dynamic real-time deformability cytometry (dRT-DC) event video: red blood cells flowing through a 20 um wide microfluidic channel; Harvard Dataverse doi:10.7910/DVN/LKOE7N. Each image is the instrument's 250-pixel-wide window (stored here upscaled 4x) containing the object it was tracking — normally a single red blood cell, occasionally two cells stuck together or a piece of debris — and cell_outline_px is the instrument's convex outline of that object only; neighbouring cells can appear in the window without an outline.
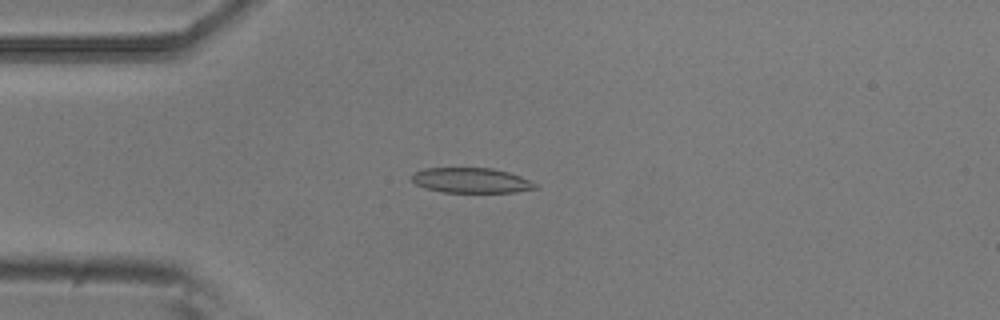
{"species": "common noctule bat (a hibernating species)", "species_latin": "Nyctalus noctula", "temperature_condition": "room temperature", "stored_images_in_passage": 1, "camera_frame_rate_fps": 3000, "um_per_image_px": 0.085, "animal": {"sex": "male", "body_mass_g": 20.5, "forearm_length_mm": 52.5}, "frame": {"image": 1, "passage_image": 1, "time_ms": 0.0, "image_size_px": [1000, 320], "cell_outline_px": [[540, 188], [516, 192], [444, 192], [428, 188], [416, 184], [412, 180], [412, 172], [424, 168], [492, 168], [508, 172], [520, 176], [540, 184]], "centroid_in_image_um": [40.11, 15.33], "position_along_channel_um": 44.9, "area_um2": 18.15}}